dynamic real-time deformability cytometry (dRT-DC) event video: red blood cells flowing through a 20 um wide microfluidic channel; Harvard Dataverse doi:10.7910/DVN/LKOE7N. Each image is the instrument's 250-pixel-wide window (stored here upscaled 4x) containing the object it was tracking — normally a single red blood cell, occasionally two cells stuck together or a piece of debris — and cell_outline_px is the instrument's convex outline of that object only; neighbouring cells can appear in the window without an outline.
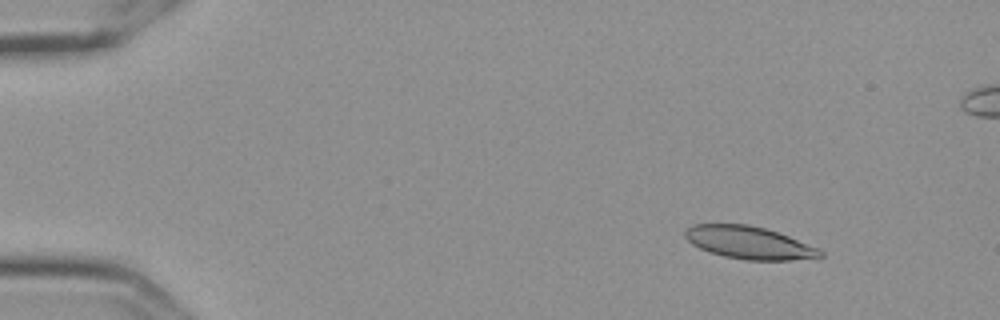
{"species": "Egyptian fruit bat (a non-hibernating species)", "species_latin": "Rousettus aegyptiacus", "temperature_condition": "cold", "stored_images_in_passage": 58, "segment_of_instrument_passage": [1, 2], "camera_frame_rate_fps": 3000, "um_per_image_px": 0.085, "frame": {"image": 1, "passage_image": 7, "time_ms": 2.0, "image_size_px": [1000, 320], "cell_outline_px": [[824, 256], [788, 260], [744, 260], [724, 256], [700, 248], [692, 244], [684, 236], [684, 232], [692, 224], [748, 224], [764, 228], [788, 236], [816, 248], [824, 252]], "centroid_in_image_um": [63.63, 20.62], "position_along_channel_um": 21.4, "area_um2": 25.26}}
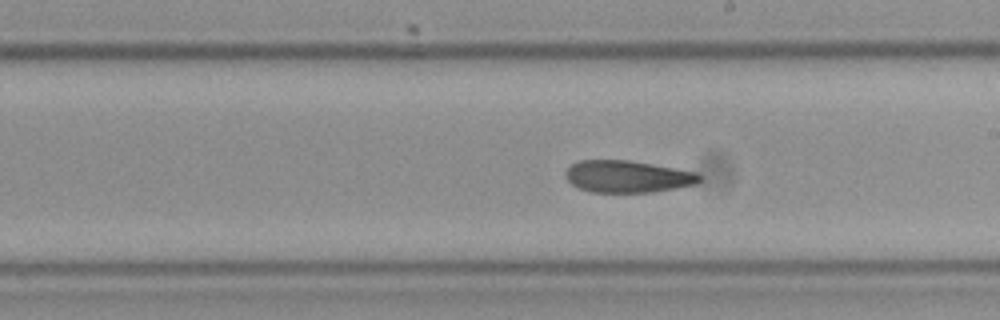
{"frame": {"image": 2, "passage_image": 33, "time_ms": 10.667, "image_size_px": [1000, 320], "cell_outline_px": [[700, 180], [696, 184], [676, 188], [652, 192], [592, 192], [576, 188], [564, 176], [564, 172], [572, 164], [580, 160], [628, 160], [696, 172], [700, 176]], "centroid_in_image_um": [53.29, 15.01], "position_along_channel_um": 235.7, "area_um2": 24.91}}
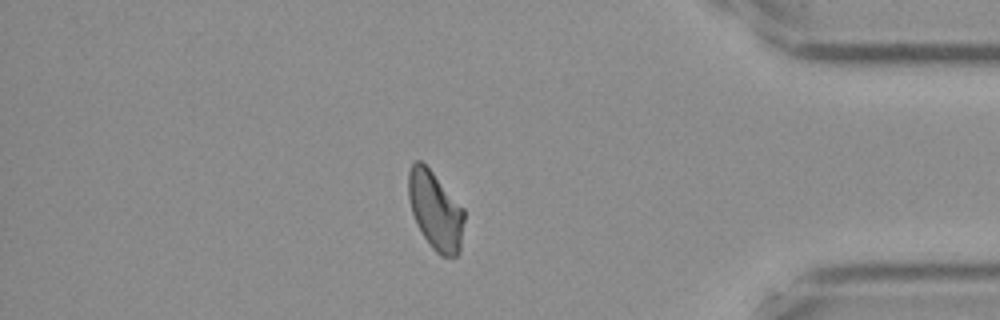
{"frame": {"image": 3, "passage_image": 49, "time_ms": 16.0, "image_size_px": [1000, 320], "cell_outline_px": [[464, 220], [460, 252], [456, 256], [440, 256], [432, 248], [416, 224], [412, 212], [408, 196], [408, 172], [412, 164], [416, 160], [420, 160], [432, 172], [464, 208]], "centroid_in_image_um": [37.01, 17.91], "position_along_channel_um": 398.2, "area_um2": 25.32}}